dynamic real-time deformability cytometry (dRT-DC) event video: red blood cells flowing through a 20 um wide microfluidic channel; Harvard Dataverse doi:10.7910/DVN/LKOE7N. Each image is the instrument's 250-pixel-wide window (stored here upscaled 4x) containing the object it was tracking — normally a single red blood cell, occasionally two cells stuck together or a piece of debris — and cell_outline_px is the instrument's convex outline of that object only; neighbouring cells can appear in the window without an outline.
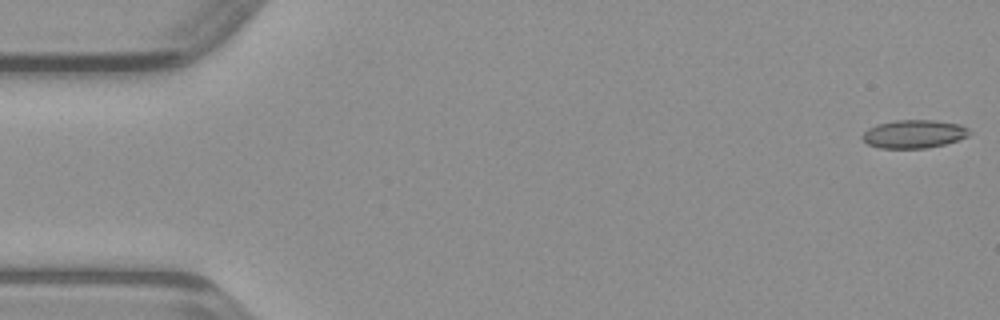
{"species": "common noctule bat (a hibernating species)", "species_latin": "Nyctalus noctula", "temperature_condition": "warm", "stored_images_in_passage": 47, "camera_frame_rate_fps": 3000, "um_per_image_px": 0.085, "animal": {"sex": "male", "body_mass_g": 23.1, "forearm_length_mm": 52.7}, "frame": {"image": 1, "passage_image": 1, "time_ms": 0.0, "image_size_px": [1000, 320], "cell_outline_px": [[972, 132], [968, 136], [944, 144], [928, 148], [880, 148], [868, 144], [860, 136], [868, 128], [876, 124], [896, 120], [932, 120], [960, 124], [968, 128]], "centroid_in_image_um": [77.67, 11.38], "position_along_channel_um": 7.3, "area_um2": 17.63}}
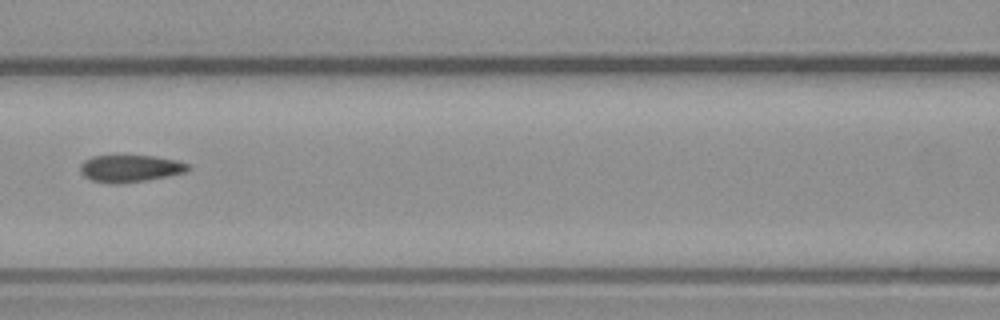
{"frame": {"image": 2, "passage_image": 21, "time_ms": 6.667, "image_size_px": [1000, 320], "cell_outline_px": [[192, 168], [188, 172], [148, 180], [116, 184], [112, 184], [92, 180], [84, 176], [80, 172], [80, 164], [84, 160], [92, 156], [152, 156], [176, 160], [192, 164]], "centroid_in_image_um": [11.11, 14.32], "position_along_channel_um": 155.5, "area_um2": 17.22}}
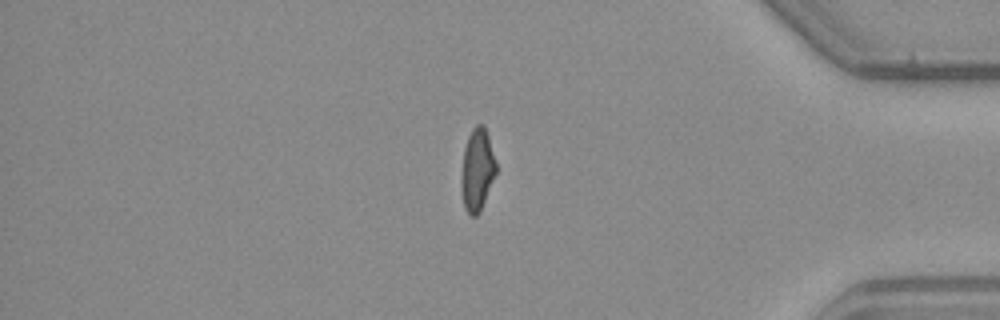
{"frame": {"image": 3, "passage_image": 40, "time_ms": 13.0, "image_size_px": [1000, 320], "cell_outline_px": [[496, 172], [480, 212], [476, 216], [472, 216], [464, 208], [460, 184], [460, 180], [464, 148], [468, 136], [472, 128], [476, 124], [484, 124], [488, 136], [496, 164]], "centroid_in_image_um": [40.54, 14.43], "position_along_channel_um": 394.7, "area_um2": 16.65}}